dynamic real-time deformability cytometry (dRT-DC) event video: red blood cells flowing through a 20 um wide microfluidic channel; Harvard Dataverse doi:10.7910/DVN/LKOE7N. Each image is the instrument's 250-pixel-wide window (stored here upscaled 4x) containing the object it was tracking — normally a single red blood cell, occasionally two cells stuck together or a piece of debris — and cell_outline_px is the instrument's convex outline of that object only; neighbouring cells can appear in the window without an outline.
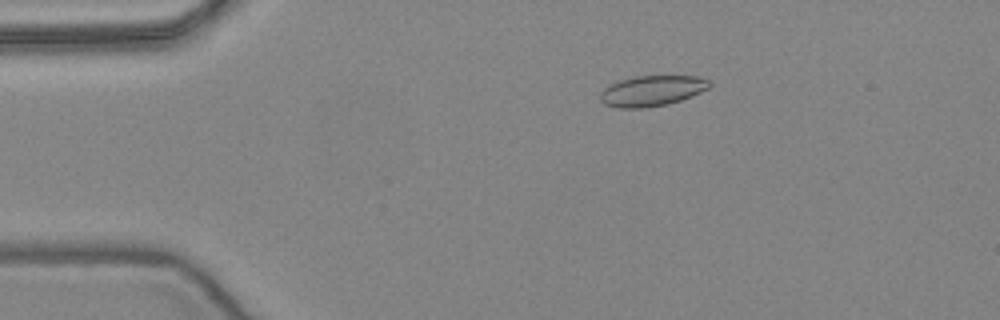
{"species": "common noctule bat (a hibernating species)", "species_latin": "Nyctalus noctula", "temperature_condition": "warm", "stored_images_in_passage": 36, "camera_frame_rate_fps": 3000, "um_per_image_px": 0.085, "animal": {"sex": "female", "body_mass_g": 24.6, "forearm_length_mm": 56.2}, "frame": {"image": 1, "passage_image": 3, "time_ms": 0.667, "image_size_px": [1000, 320], "cell_outline_px": [[712, 84], [708, 88], [692, 96], [668, 104], [644, 108], [616, 108], [604, 104], [600, 100], [600, 92], [608, 84], [620, 80], [636, 76], [700, 76], [708, 80]], "centroid_in_image_um": [55.39, 7.72], "position_along_channel_um": 29.6, "area_um2": 19.59}}
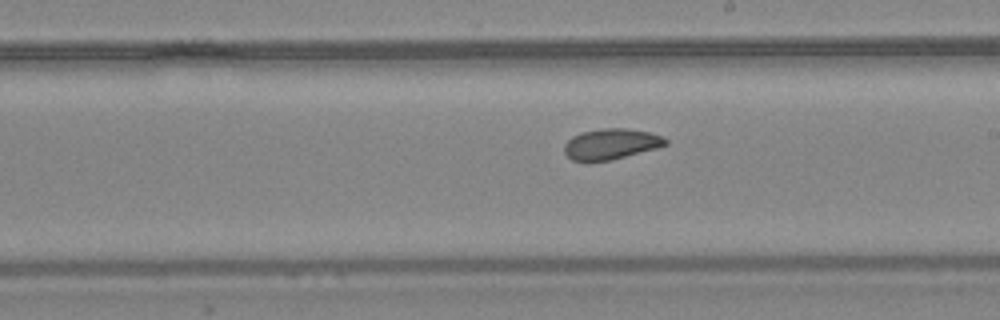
{"frame": {"image": 2, "passage_image": 23, "time_ms": 7.333, "image_size_px": [1000, 320], "cell_outline_px": [[668, 144], [656, 148], [612, 160], [588, 164], [584, 164], [572, 160], [564, 152], [564, 144], [572, 136], [580, 132], [604, 128], [624, 128], [648, 132], [664, 136], [668, 140]], "centroid_in_image_um": [51.89, 12.28], "position_along_channel_um": 237.1, "area_um2": 18.61}}
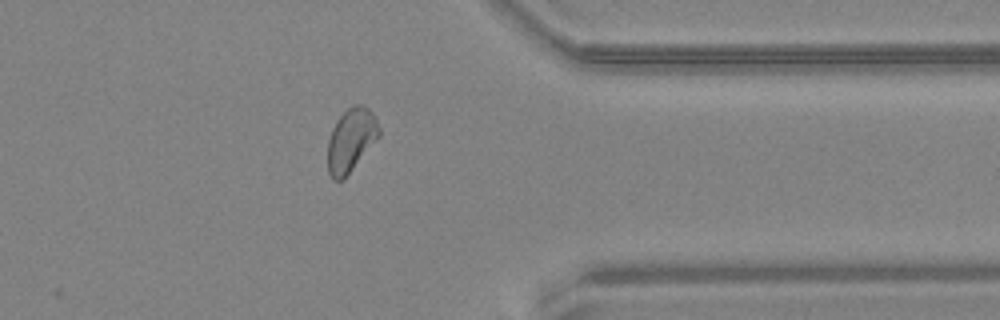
{"frame": {"image": 3, "passage_image": 35, "time_ms": 11.333, "image_size_px": [1000, 320], "cell_outline_px": [[380, 136], [344, 180], [332, 180], [328, 172], [328, 140], [332, 128], [336, 120], [352, 104], [364, 104], [372, 112], [380, 128]], "centroid_in_image_um": [29.84, 11.91], "position_along_channel_um": 381.6, "area_um2": 19.19}, "authors_computed_cell_mechanics": {"area_um2": 18.7561, "velocity_mm_per_s": 3.9092, "shape_relaxation_time_tau1_ms": 8.4642, "shape_relaxation_time_tau2_ms": 1.9491, "deformation_change_tau1": 0.1396, "deformation_change_tau2": 0.0637}}